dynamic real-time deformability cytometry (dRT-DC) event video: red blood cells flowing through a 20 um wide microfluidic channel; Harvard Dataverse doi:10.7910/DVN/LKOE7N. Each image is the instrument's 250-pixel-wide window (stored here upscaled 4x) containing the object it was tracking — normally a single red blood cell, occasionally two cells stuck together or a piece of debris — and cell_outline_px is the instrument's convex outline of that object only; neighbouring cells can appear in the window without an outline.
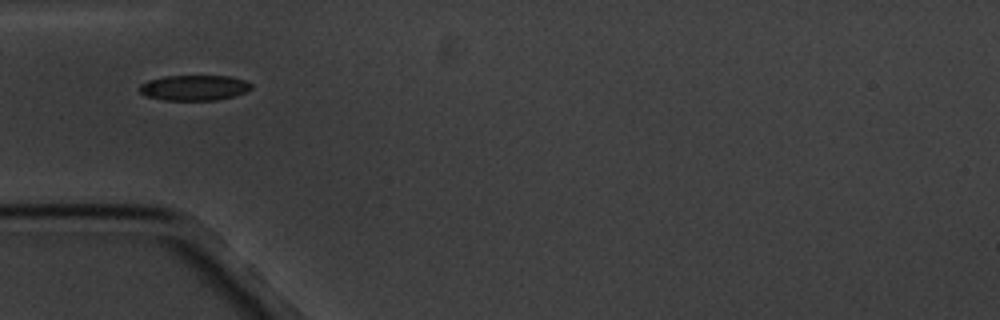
{"species": "common noctule bat (a hibernating species)", "species_latin": "Nyctalus noctula", "temperature_condition": "cold", "stored_images_in_passage": 8, "camera_frame_rate_fps": 3000, "um_per_image_px": 0.085, "animal": {"sex": "male", "body_mass_g": 20.1, "forearm_length_mm": 53.5}, "frame": {"image": 1, "passage_image": 2, "time_ms": 1.333, "image_size_px": [1000, 320], "cell_outline_px": [[252, 88], [236, 96], [216, 100], [164, 100], [144, 96], [136, 88], [140, 84], [148, 80], [164, 76], [232, 76], [244, 80], [252, 84]], "centroid_in_image_um": [16.47, 7.46], "position_along_channel_um": 68.5, "area_um2": 16.76}}
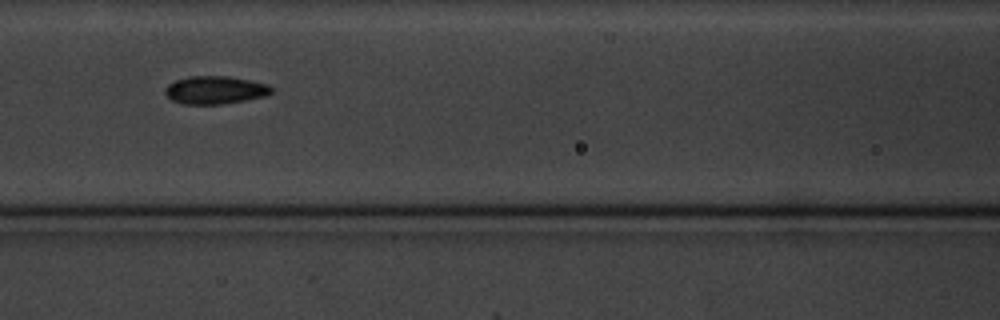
{"frame": {"image": 2, "passage_image": 4, "time_ms": 3.667, "image_size_px": [1000, 320], "cell_outline_px": [[272, 92], [264, 96], [244, 100], [220, 104], [184, 104], [172, 100], [164, 92], [164, 88], [168, 84], [176, 80], [188, 76], [228, 76], [268, 84], [272, 88]], "centroid_in_image_um": [18.25, 7.64], "position_along_channel_um": 148.3, "area_um2": 17.17}}
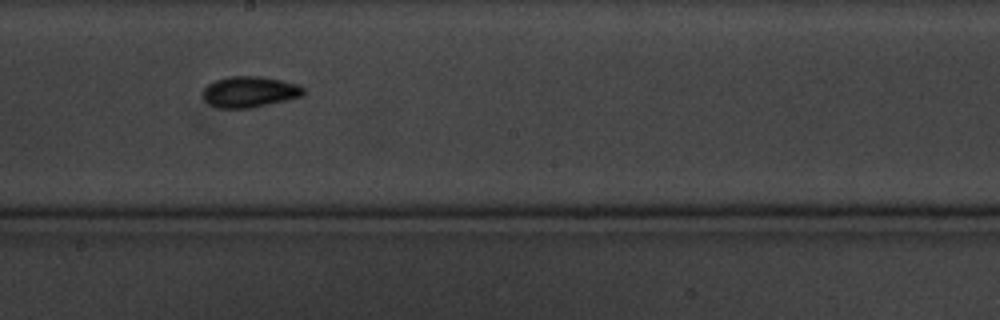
{"frame": {"image": 3, "passage_image": 6, "time_ms": 6.0, "image_size_px": [1000, 320], "cell_outline_px": [[304, 96], [288, 100], [248, 108], [220, 108], [204, 100], [204, 88], [208, 84], [216, 80], [228, 76], [260, 76], [280, 80], [296, 84], [304, 88]], "centroid_in_image_um": [21.24, 7.8], "position_along_channel_um": 227.0, "area_um2": 17.98}}